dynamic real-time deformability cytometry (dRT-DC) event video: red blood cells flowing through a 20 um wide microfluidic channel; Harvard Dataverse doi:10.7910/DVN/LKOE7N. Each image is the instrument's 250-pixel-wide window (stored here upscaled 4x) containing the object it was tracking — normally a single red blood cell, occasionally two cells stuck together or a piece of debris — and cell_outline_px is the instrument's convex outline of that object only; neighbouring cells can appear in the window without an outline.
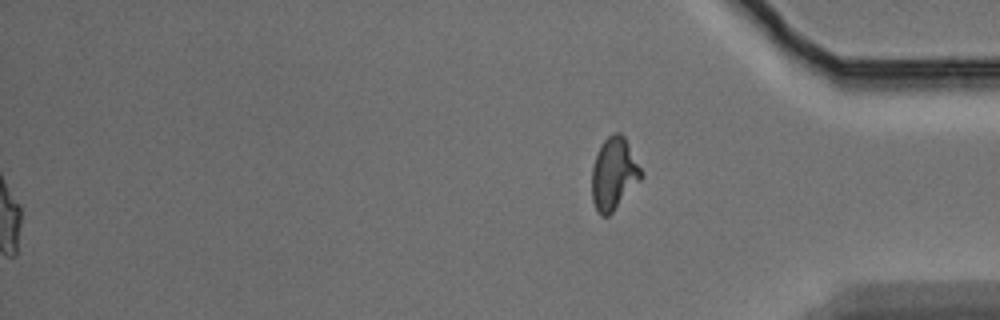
{"species": "Egyptian fruit bat (a non-hibernating species)", "species_latin": "Rousettus aegyptiacus", "temperature_condition": "warm", "stored_images_in_passage": 42, "segment_of_instrument_passage": [2, 2], "camera_frame_rate_fps": 3000, "um_per_image_px": 0.085, "animal": {"sex": "male"}, "frame": {"image": 1, "passage_image": 42, "time_ms": 13.667, "image_size_px": [1000, 320], "cell_outline_px": [[644, 176], [612, 212], [608, 216], [600, 216], [596, 212], [592, 200], [592, 168], [600, 144], [612, 132], [620, 132], [624, 136]], "centroid_in_image_um": [52.15, 14.77], "position_along_channel_um": 383.0, "area_um2": 20.63}}